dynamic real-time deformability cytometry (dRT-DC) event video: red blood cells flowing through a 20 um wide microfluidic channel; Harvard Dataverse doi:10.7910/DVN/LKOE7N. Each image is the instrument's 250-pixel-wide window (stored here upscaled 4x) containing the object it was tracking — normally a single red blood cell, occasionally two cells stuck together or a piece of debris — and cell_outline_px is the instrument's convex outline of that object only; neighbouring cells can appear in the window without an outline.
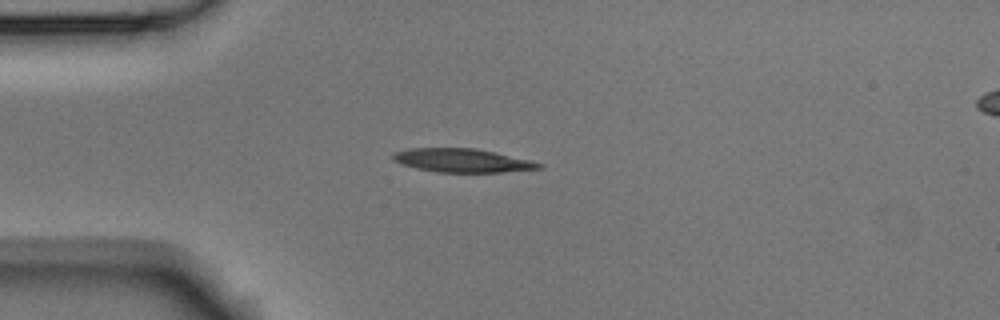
{"species": "Egyptian fruit bat (a non-hibernating species)", "species_latin": "Rousettus aegyptiacus", "temperature_condition": "room temperature", "stored_images_in_passage": 2, "camera_frame_rate_fps": 3000, "um_per_image_px": 0.085, "animal": {"sex": "male"}, "frame": {"image": 1, "passage_image": 1, "time_ms": 0.0, "image_size_px": [1000, 320], "cell_outline_px": [[544, 168], [504, 172], [436, 172], [416, 168], [392, 160], [392, 152], [408, 148], [476, 148], [528, 160], [544, 164]], "centroid_in_image_um": [39.26, 13.64], "position_along_channel_um": 45.7, "area_um2": 20.0}}